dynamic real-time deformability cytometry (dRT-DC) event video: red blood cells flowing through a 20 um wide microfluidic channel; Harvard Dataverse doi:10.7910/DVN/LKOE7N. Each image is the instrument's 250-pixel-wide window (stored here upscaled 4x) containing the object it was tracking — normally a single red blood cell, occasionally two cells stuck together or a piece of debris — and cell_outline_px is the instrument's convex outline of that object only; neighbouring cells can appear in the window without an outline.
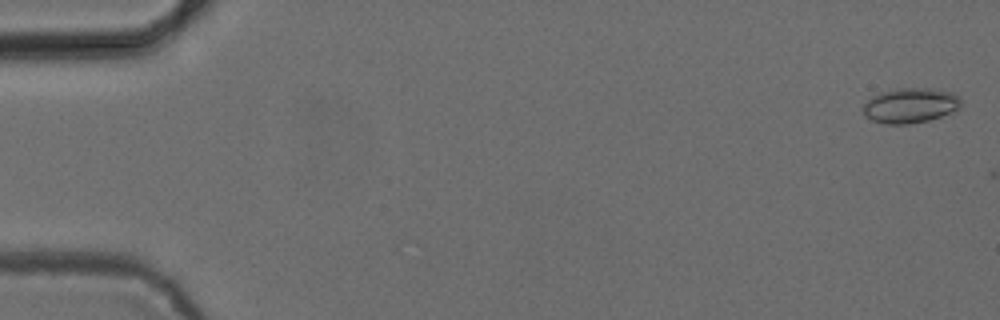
{"species": "common noctule bat (a hibernating species)", "species_latin": "Nyctalus noctula", "temperature_condition": "cold", "stored_images_in_passage": 3, "camera_frame_rate_fps": 3000, "um_per_image_px": 0.085, "animal": {"sex": "female", "body_mass_g": 24.6, "forearm_length_mm": 56.2}, "frame": {"image": 1, "passage_image": 2, "time_ms": 0.333, "image_size_px": [1000, 320], "cell_outline_px": [[960, 108], [940, 116], [928, 120], [908, 124], [888, 124], [872, 120], [864, 116], [864, 104], [872, 96], [880, 92], [896, 88], [932, 88], [952, 92], [960, 100]], "centroid_in_image_um": [77.35, 8.95], "position_along_channel_um": 7.6, "area_um2": 19.83}}